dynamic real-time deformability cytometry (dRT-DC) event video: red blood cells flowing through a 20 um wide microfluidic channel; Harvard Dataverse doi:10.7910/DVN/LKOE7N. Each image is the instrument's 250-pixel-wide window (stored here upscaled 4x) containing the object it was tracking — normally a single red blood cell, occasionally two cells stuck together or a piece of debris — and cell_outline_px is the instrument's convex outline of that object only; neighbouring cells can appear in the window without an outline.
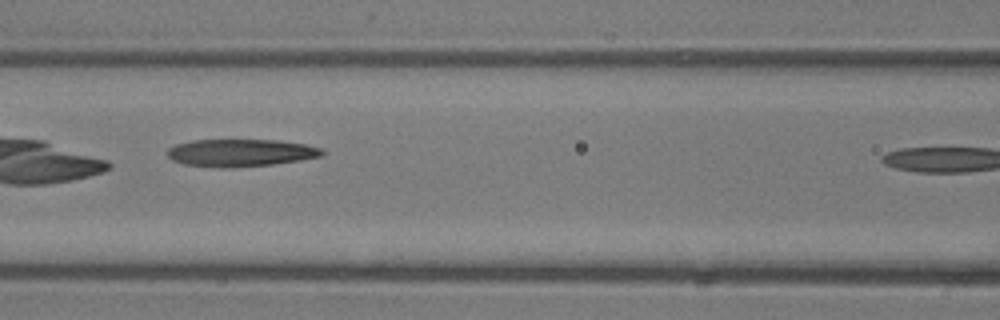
{"species": "common noctule bat (a hibernating species)", "species_latin": "Nyctalus noctula", "temperature_condition": "room temperature", "stored_images_in_passage": 13, "camera_frame_rate_fps": 3000, "um_per_image_px": 0.085, "animal": {"sex": "male", "body_mass_g": 13.3}, "frame": {"image": 1, "passage_image": 10, "time_ms": 3.0, "image_size_px": [1000, 320], "cell_outline_px": [[324, 156], [300, 160], [272, 164], [232, 168], [220, 168], [184, 164], [172, 160], [168, 156], [168, 148], [176, 144], [192, 140], [276, 140], [304, 144], [320, 148], [324, 152]], "centroid_in_image_um": [20.44, 12.99], "position_along_channel_um": 146.2, "area_um2": 24.74}}